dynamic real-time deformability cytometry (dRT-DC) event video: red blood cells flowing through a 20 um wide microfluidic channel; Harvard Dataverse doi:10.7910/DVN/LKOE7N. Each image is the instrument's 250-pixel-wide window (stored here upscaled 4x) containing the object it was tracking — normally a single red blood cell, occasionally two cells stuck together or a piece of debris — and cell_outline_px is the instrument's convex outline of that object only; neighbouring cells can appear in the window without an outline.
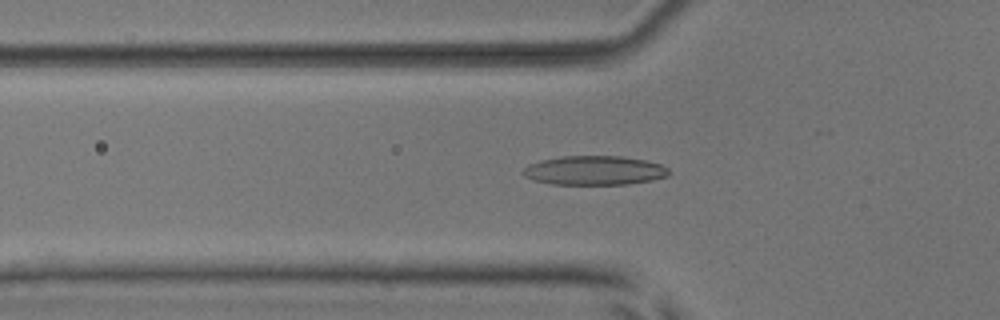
{"species": "common noctule bat (a hibernating species)", "species_latin": "Nyctalus noctula", "temperature_condition": "room temperature", "stored_images_in_passage": 45, "camera_frame_rate_fps": 3000, "um_per_image_px": 0.085, "animal": {"sex": "male", "body_mass_g": 17.9, "forearm_length_mm": 54.2}, "frame": {"image": 1, "passage_image": 18, "time_ms": 5.667, "image_size_px": [1000, 320], "cell_outline_px": [[668, 176], [652, 180], [628, 184], [552, 184], [532, 180], [524, 176], [520, 172], [528, 164], [540, 160], [564, 156], [624, 156], [648, 160], [660, 164], [668, 168]], "centroid_in_image_um": [50.5, 14.48], "position_along_channel_um": 75.3, "area_um2": 24.97}}
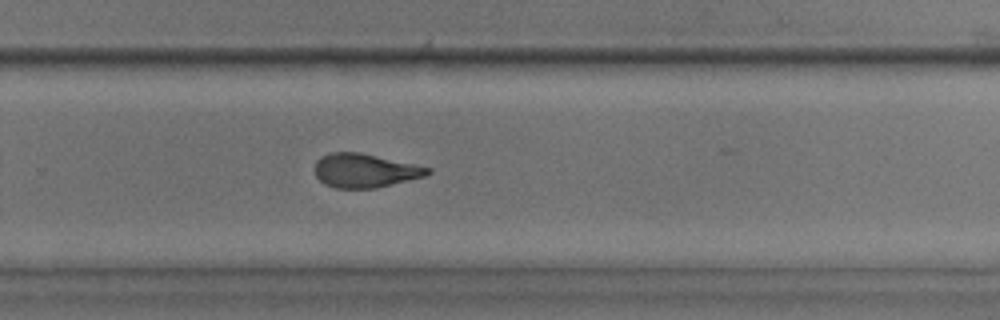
{"frame": {"image": 2, "passage_image": 35, "time_ms": 11.333, "image_size_px": [1000, 320], "cell_outline_px": [[432, 172], [424, 176], [376, 188], [336, 188], [324, 184], [316, 176], [316, 160], [320, 156], [328, 152], [360, 152], [432, 168]], "centroid_in_image_um": [31.0, 14.49], "position_along_channel_um": 298.8, "area_um2": 22.2}}
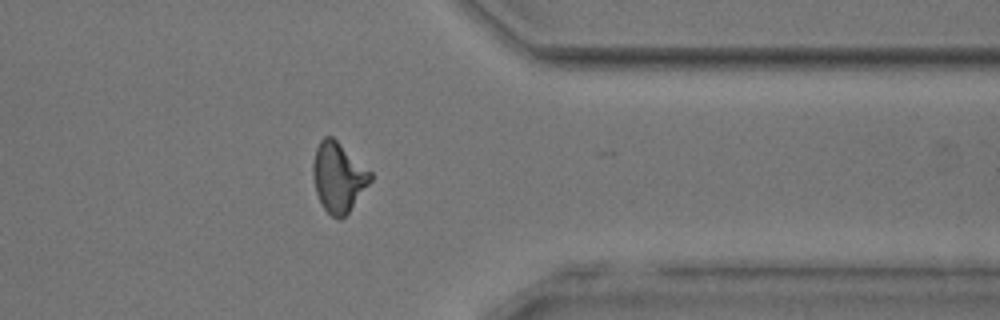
{"frame": {"image": 3, "passage_image": 42, "time_ms": 13.667, "image_size_px": [1000, 320], "cell_outline_px": [[372, 180], [348, 212], [340, 220], [332, 216], [324, 208], [316, 192], [312, 172], [312, 164], [316, 148], [320, 140], [324, 136], [332, 136], [372, 172]], "centroid_in_image_um": [28.75, 15.04], "position_along_channel_um": 382.6, "area_um2": 23.12}, "authors_computed_cell_mechanics": {"area_um2": 22.9466, "velocity_mm_per_s": 3.9448, "shape_relaxation_time_tau1_ms": 4.9082, "shape_relaxation_time_tau2_ms": 1.9249, "deformation_change_tau1": 0.1638, "deformation_change_tau2": 0.1116}}